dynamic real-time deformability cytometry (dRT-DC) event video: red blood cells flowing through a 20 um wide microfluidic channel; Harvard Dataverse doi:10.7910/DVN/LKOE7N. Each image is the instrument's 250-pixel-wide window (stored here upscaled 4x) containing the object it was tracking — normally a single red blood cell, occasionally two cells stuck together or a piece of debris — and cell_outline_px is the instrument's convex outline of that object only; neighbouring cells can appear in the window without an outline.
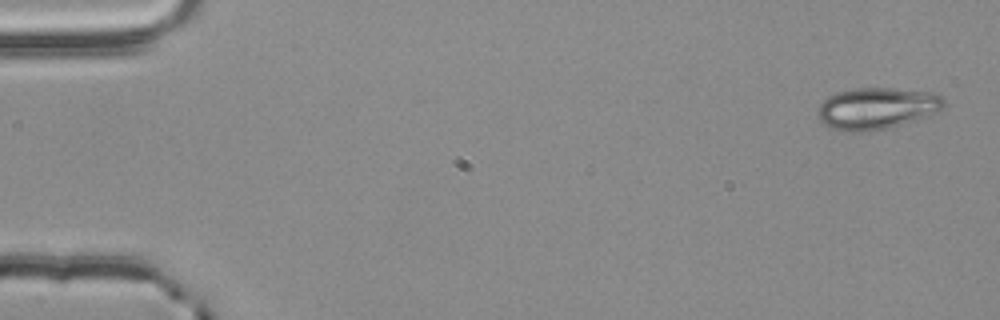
{"species": "common noctule bat (a hibernating species)", "species_latin": "Nyctalus noctula", "temperature_condition": "room temperature", "stored_images_in_passage": 53, "camera_frame_rate_fps": 3000, "um_per_image_px": 0.085, "animal": {"sex": "male", "body_mass_g": 20.4}, "frame": {"image": 1, "passage_image": 1, "time_ms": 0.0, "image_size_px": [1000, 320], "cell_outline_px": [[944, 108], [940, 112], [928, 116], [888, 128], [868, 132], [844, 132], [832, 128], [824, 124], [816, 116], [816, 112], [820, 104], [828, 96], [836, 92], [856, 88], [892, 88], [932, 92], [940, 96], [944, 100]], "centroid_in_image_um": [74.51, 9.22], "position_along_channel_um": 10.5, "area_um2": 30.98}}
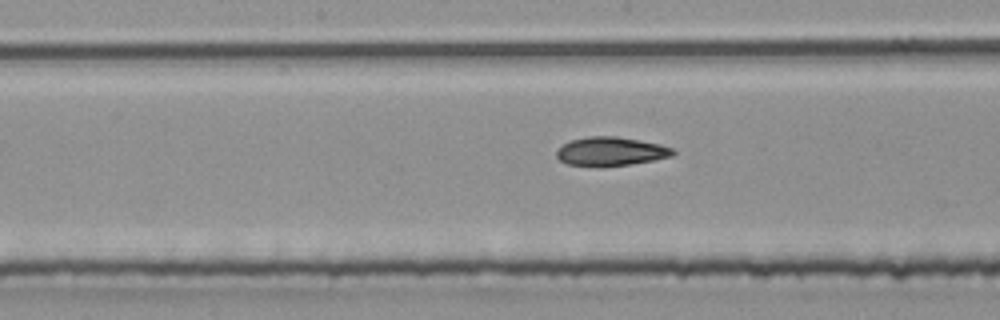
{"frame": {"image": 2, "passage_image": 27, "time_ms": 8.667, "image_size_px": [1000, 320], "cell_outline_px": [[676, 152], [672, 156], [632, 164], [568, 164], [560, 160], [556, 156], [556, 152], [564, 144], [572, 140], [588, 136], [616, 136], [640, 140], [660, 144], [672, 148]], "centroid_in_image_um": [51.96, 12.83], "position_along_channel_um": 196.2, "area_um2": 18.79}}
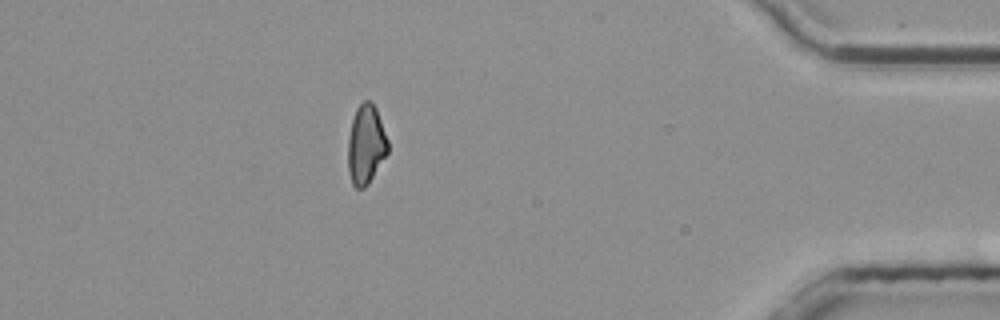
{"frame": {"image": 3, "passage_image": 47, "time_ms": 15.333, "image_size_px": [1000, 320], "cell_outline_px": [[388, 152], [368, 184], [364, 188], [356, 188], [352, 184], [348, 172], [348, 140], [352, 120], [356, 108], [364, 100], [372, 100], [376, 108], [388, 140]], "centroid_in_image_um": [31.1, 12.28], "position_along_channel_um": 404.1, "area_um2": 18.44}, "authors_computed_cell_mechanics": {"area_um2": 19.652, "velocity_mm_per_s": 3.8348, "shape_relaxation_time_tau1_ms": null, "shape_relaxation_time_tau2_ms": 3.4493, "deformation_change_tau1": null, "deformation_change_tau2": 0.1089}}